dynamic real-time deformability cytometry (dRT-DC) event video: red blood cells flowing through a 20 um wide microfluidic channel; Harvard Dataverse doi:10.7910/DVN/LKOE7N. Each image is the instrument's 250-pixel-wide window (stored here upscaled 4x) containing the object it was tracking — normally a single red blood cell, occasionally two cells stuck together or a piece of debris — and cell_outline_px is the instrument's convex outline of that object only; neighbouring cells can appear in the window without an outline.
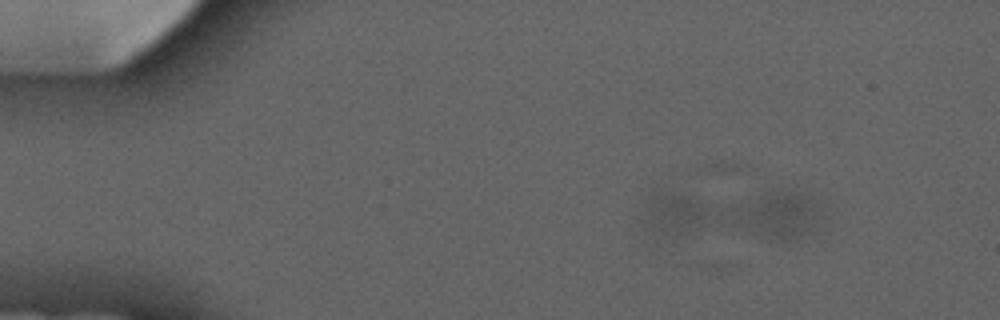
{"species": "common noctule bat (a hibernating species)", "species_latin": "Nyctalus noctula", "temperature_condition": "cold", "stored_images_in_passage": 4, "camera_frame_rate_fps": 3000, "um_per_image_px": 0.085, "animal": {"sex": "male", "forearm_length_mm": 52.5}, "frame": {"image": 1, "passage_image": 1, "time_ms": 0.0, "image_size_px": [1000, 320], "cell_outline_px": [[820, 208], [812, 232], [796, 240], [768, 240], [732, 224], [732, 208], [760, 196], [772, 192], [792, 192], [800, 196]], "centroid_in_image_um": [66.03, 18.39], "position_along_channel_um": 19.0, "area_um2": 23.06}}